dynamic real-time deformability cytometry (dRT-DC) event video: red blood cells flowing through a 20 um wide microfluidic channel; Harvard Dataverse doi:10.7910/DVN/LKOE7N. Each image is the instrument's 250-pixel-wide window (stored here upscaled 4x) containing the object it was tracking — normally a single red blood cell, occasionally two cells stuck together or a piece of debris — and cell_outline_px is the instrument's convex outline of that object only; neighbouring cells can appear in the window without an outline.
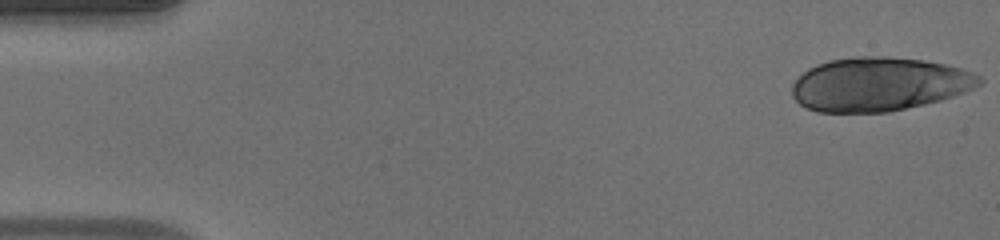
{"species": "human", "species_latin": "Homo sapiens", "temperature_condition": "warm", "stored_images_in_passage": 48, "camera_frame_rate_fps": 3000, "um_per_image_px": 0.085, "donor": {"sex": "male"}, "frame": {"image": 1, "passage_image": 1, "time_ms": 0.0, "image_size_px": [1000, 240], "cell_outline_px": [[984, 80], [980, 84], [964, 92], [940, 100], [924, 104], [888, 112], [816, 112], [800, 104], [792, 96], [792, 84], [808, 68], [816, 64], [828, 60], [856, 56], [888, 56], [924, 60], [944, 64], [960, 68], [972, 72], [980, 76]], "centroid_in_image_um": [74.7, 7.15], "position_along_channel_um": 10.3, "area_um2": 58.67}}
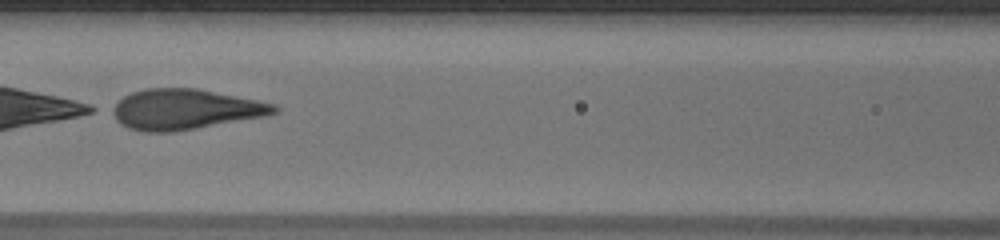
{"frame": {"image": 2, "passage_image": 22, "time_ms": 7.0, "image_size_px": [1000, 240], "cell_outline_px": [[280, 112], [268, 116], [172, 132], [148, 132], [132, 128], [120, 124], [108, 112], [108, 108], [124, 96], [132, 92], [144, 88], [196, 88], [276, 104], [280, 108]], "centroid_in_image_um": [15.71, 9.29], "position_along_channel_um": 150.9, "area_um2": 38.32}}
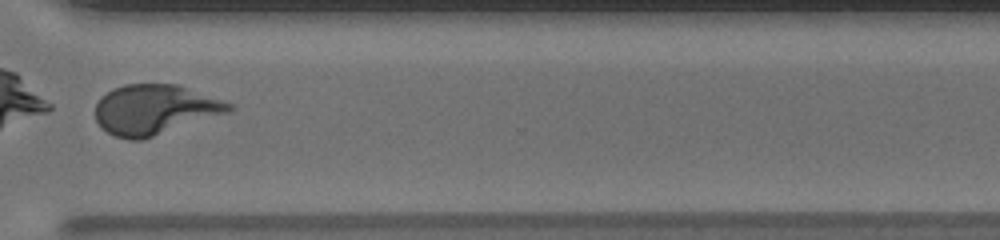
{"frame": {"image": 3, "passage_image": 37, "time_ms": 12.0, "image_size_px": [1000, 240], "cell_outline_px": [[236, 108], [228, 112], [140, 140], [128, 140], [116, 136], [100, 128], [96, 120], [96, 104], [100, 96], [112, 88], [124, 84], [176, 84], [232, 104]], "centroid_in_image_um": [13.09, 9.31], "position_along_channel_um": 357.5, "area_um2": 38.44}}